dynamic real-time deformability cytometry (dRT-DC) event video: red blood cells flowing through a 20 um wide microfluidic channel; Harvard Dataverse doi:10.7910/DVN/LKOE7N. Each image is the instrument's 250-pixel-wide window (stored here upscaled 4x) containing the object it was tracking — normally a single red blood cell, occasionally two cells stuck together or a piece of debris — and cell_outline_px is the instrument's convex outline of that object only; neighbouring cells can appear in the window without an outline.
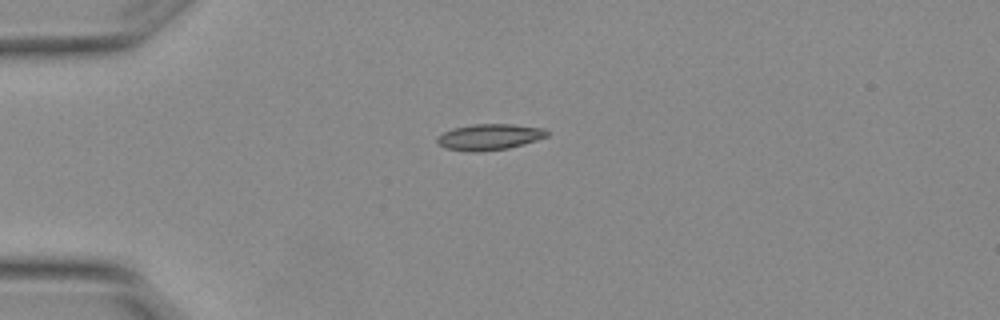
{"species": "Egyptian fruit bat (a non-hibernating species)", "species_latin": "Rousettus aegyptiacus", "temperature_condition": "warm", "stored_images_in_passage": 5, "camera_frame_rate_fps": 3000, "um_per_image_px": 0.085, "animal": {"sex": "female"}, "frame": {"image": 1, "passage_image": 5, "time_ms": 1.333, "image_size_px": [1000, 320], "cell_outline_px": [[548, 136], [524, 144], [508, 148], [476, 152], [472, 152], [444, 148], [436, 140], [436, 136], [452, 128], [472, 124], [512, 124], [544, 128], [548, 132]], "centroid_in_image_um": [41.58, 11.63], "position_along_channel_um": 43.4, "area_um2": 16.7}}